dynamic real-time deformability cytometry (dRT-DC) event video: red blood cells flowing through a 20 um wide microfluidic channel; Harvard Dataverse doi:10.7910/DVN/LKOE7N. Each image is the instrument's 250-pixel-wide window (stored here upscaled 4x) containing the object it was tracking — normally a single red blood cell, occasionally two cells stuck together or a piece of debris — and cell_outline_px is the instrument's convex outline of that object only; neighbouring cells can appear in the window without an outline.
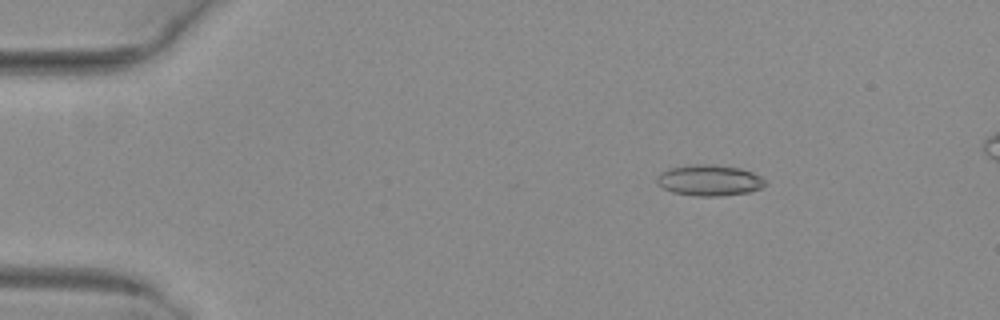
{"species": "common noctule bat (a hibernating species)", "species_latin": "Nyctalus noctula", "temperature_condition": "warm", "stored_images_in_passage": 52, "camera_frame_rate_fps": 3000, "um_per_image_px": 0.085, "animal": {"sex": "female", "body_mass_g": 29.2, "forearm_length_mm": 56.3}, "frame": {"image": 1, "passage_image": 9, "time_ms": 2.667, "image_size_px": [1000, 320], "cell_outline_px": [[768, 184], [764, 188], [748, 192], [720, 196], [696, 196], [672, 192], [664, 188], [656, 180], [656, 176], [660, 172], [668, 168], [696, 164], [712, 164], [740, 168], [752, 172], [760, 176]], "centroid_in_image_um": [60.31, 15.32], "position_along_channel_um": 24.7, "area_um2": 19.65}}
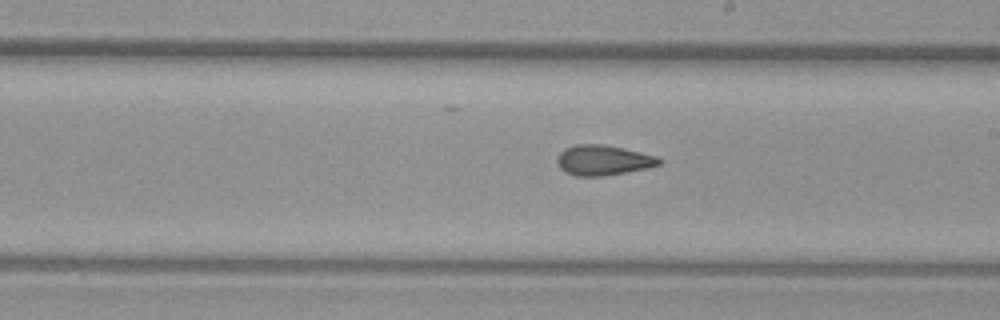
{"frame": {"image": 2, "passage_image": 31, "time_ms": 10.0, "image_size_px": [1000, 320], "cell_outline_px": [[664, 160], [660, 164], [648, 168], [600, 176], [576, 176], [564, 172], [560, 168], [556, 160], [556, 156], [564, 148], [576, 144], [604, 144], [656, 156]], "centroid_in_image_um": [51.23, 13.61], "position_along_channel_um": 237.8, "area_um2": 17.92}}
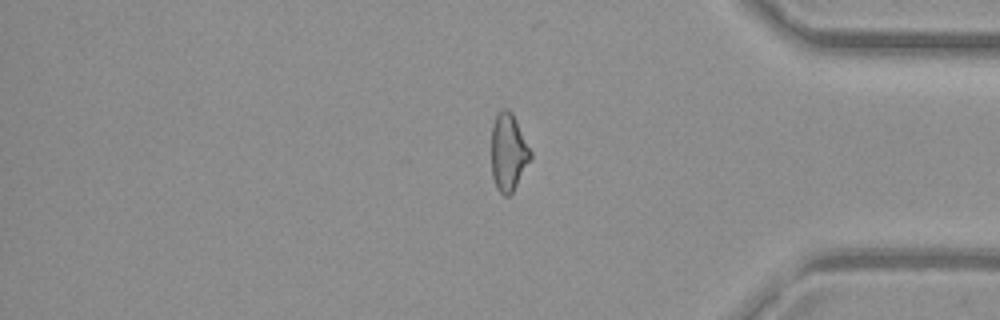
{"frame": {"image": 3, "passage_image": 44, "time_ms": 14.333, "image_size_px": [1000, 320], "cell_outline_px": [[532, 156], [512, 192], [508, 196], [504, 196], [496, 188], [492, 176], [492, 124], [500, 108], [508, 108], [512, 112], [532, 152]], "centroid_in_image_um": [43.2, 12.91], "position_along_channel_um": 392.0, "area_um2": 17.57}, "authors_computed_cell_mechanics": {"area_um2": 18.3804, "velocity_mm_per_s": 4.0559, "shape_relaxation_time_tau1_ms": null, "shape_relaxation_time_tau2_ms": 2.1634, "deformation_change_tau1": null, "deformation_change_tau2": 0.0982}}